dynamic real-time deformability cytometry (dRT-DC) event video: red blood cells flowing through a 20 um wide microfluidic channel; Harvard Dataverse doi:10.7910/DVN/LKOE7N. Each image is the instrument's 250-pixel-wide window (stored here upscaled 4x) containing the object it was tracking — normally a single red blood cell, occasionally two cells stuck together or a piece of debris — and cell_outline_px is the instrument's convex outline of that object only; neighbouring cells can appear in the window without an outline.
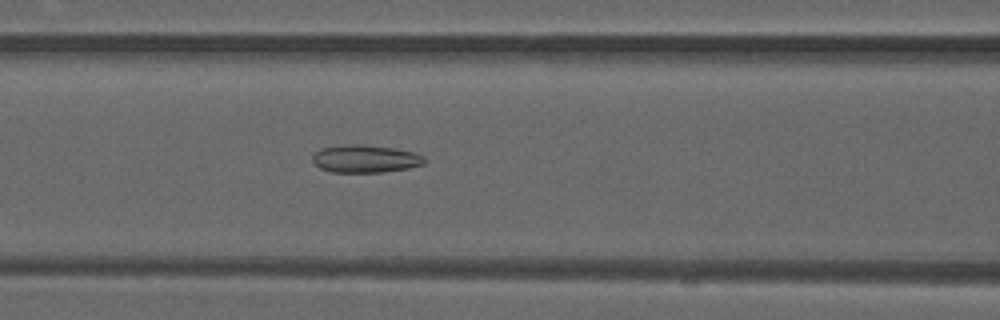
{"species": "common noctule bat (a hibernating species)", "species_latin": "Nyctalus noctula", "temperature_condition": "warm", "stored_images_in_passage": 40, "camera_frame_rate_fps": 3000, "um_per_image_px": 0.085, "animal": {"sex": "male", "forearm_length_mm": 52.5}, "frame": {"image": 1, "passage_image": 11, "time_ms": 3.333, "image_size_px": [1000, 320], "cell_outline_px": [[424, 164], [408, 168], [384, 172], [332, 172], [320, 168], [312, 160], [312, 156], [320, 148], [348, 144], [364, 144], [392, 148], [416, 152], [424, 156]], "centroid_in_image_um": [31.05, 13.49], "position_along_channel_um": 135.5, "area_um2": 18.09}}
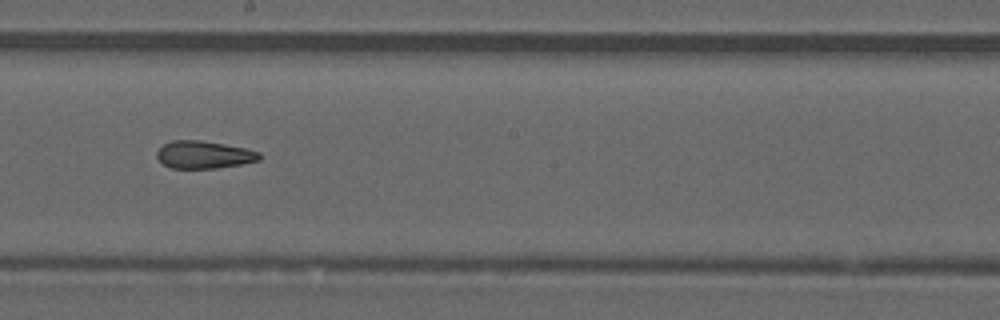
{"frame": {"image": 2, "passage_image": 18, "time_ms": 5.667, "image_size_px": [1000, 320], "cell_outline_px": [[264, 156], [260, 160], [240, 164], [216, 168], [172, 168], [164, 164], [156, 156], [156, 152], [164, 144], [172, 140], [200, 140], [224, 144], [244, 148], [260, 152]], "centroid_in_image_um": [17.36, 13.14], "position_along_channel_um": 230.8, "area_um2": 16.42}}
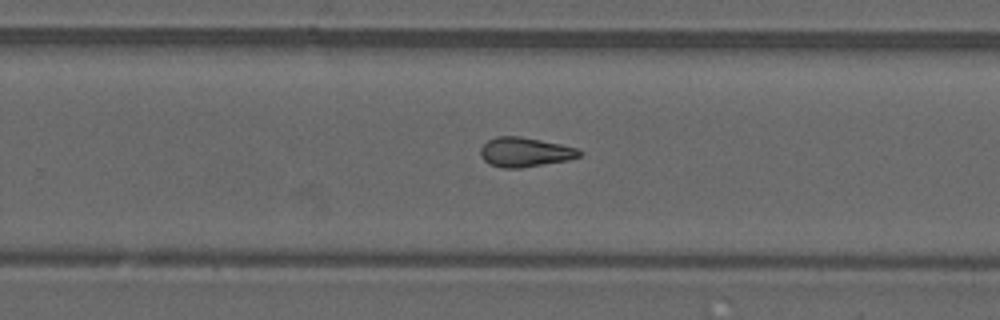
{"frame": {"image": 3, "passage_image": 22, "time_ms": 7.0, "image_size_px": [1000, 320], "cell_outline_px": [[584, 152], [580, 156], [568, 160], [520, 168], [504, 168], [488, 164], [480, 156], [480, 148], [488, 140], [496, 136], [520, 136], [560, 144], [576, 148]], "centroid_in_image_um": [44.6, 12.93], "position_along_channel_um": 285.2, "area_um2": 16.99}, "authors_computed_cell_mechanics": {"area_um2": 17.1088, "velocity_mm_per_s": 4.0932, "shape_relaxation_time_tau1_ms": null, "shape_relaxation_time_tau2_ms": 2.3826, "deformation_change_tau1": null, "deformation_change_tau2": 0.1077}}